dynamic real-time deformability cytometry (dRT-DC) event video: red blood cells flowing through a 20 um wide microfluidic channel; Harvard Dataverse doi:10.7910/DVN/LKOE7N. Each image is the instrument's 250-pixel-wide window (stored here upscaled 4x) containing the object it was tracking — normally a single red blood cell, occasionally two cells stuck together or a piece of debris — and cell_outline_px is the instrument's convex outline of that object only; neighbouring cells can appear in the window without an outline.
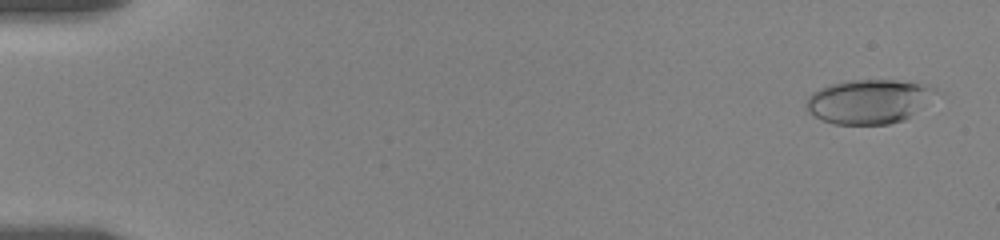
{"species": "human", "species_latin": "Homo sapiens", "temperature_condition": "room temperature", "stored_images_in_passage": 11, "camera_frame_rate_fps": 3000, "um_per_image_px": 0.085, "donor": {"sex": "female"}, "frame": {"image": 1, "passage_image": 1, "time_ms": 0.0, "image_size_px": [1000, 240], "cell_outline_px": [[948, 92], [944, 96], [904, 120], [888, 124], [836, 124], [824, 120], [808, 112], [804, 104], [808, 96], [812, 92], [828, 84], [852, 80], [896, 80], [928, 84]], "centroid_in_image_um": [74.04, 8.6], "position_along_channel_um": 11.0, "area_um2": 34.62}}
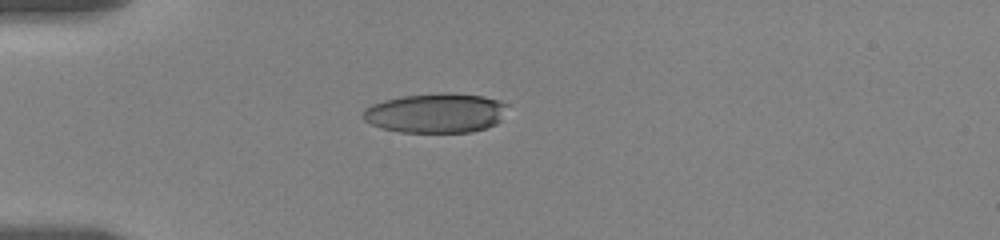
{"frame": {"image": 2, "passage_image": 8, "time_ms": 4.667, "image_size_px": [1000, 240], "cell_outline_px": [[508, 104], [500, 120], [496, 124], [472, 132], [400, 132], [380, 128], [364, 120], [364, 108], [372, 104], [384, 100], [400, 96], [440, 92], [448, 92], [484, 96], [500, 100]], "centroid_in_image_um": [37.04, 9.59], "position_along_channel_um": 48.0, "area_um2": 33.52}}
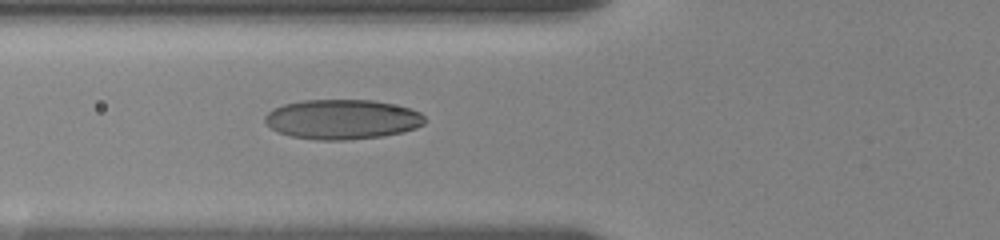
{"frame": {"image": 3, "passage_image": 11, "time_ms": 6.667, "image_size_px": [1000, 240], "cell_outline_px": [[424, 124], [416, 128], [404, 132], [384, 136], [348, 140], [316, 140], [292, 136], [280, 132], [272, 128], [264, 120], [264, 116], [272, 108], [284, 104], [304, 100], [372, 100], [392, 104], [408, 108], [420, 112], [424, 116]], "centroid_in_image_um": [29.1, 10.15], "position_along_channel_um": 96.7, "area_um2": 37.05}}